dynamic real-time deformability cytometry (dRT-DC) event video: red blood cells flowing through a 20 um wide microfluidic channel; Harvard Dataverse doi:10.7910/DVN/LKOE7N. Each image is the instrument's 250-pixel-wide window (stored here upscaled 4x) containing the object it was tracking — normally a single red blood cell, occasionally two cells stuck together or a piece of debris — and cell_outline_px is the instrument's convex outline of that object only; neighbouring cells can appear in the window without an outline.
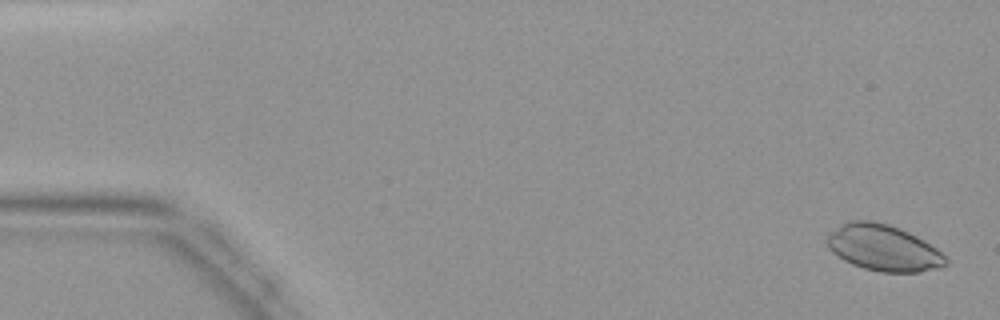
{"species": "common noctule bat (a hibernating species)", "species_latin": "Nyctalus noctula", "temperature_condition": "warm", "stored_images_in_passage": 46, "camera_frame_rate_fps": 3000, "um_per_image_px": 0.085, "animal": {"sex": "female", "body_mass_g": 19.9}, "frame": {"image": 1, "passage_image": 2, "time_ms": 0.333, "image_size_px": [1000, 320], "cell_outline_px": [[948, 264], [940, 268], [920, 272], [880, 272], [864, 268], [852, 264], [844, 260], [832, 252], [828, 248], [824, 236], [848, 220], [872, 220], [888, 224], [900, 228], [924, 240], [936, 248], [948, 260]], "centroid_in_image_um": [75.07, 21.06], "position_along_channel_um": 9.9, "area_um2": 32.14}}
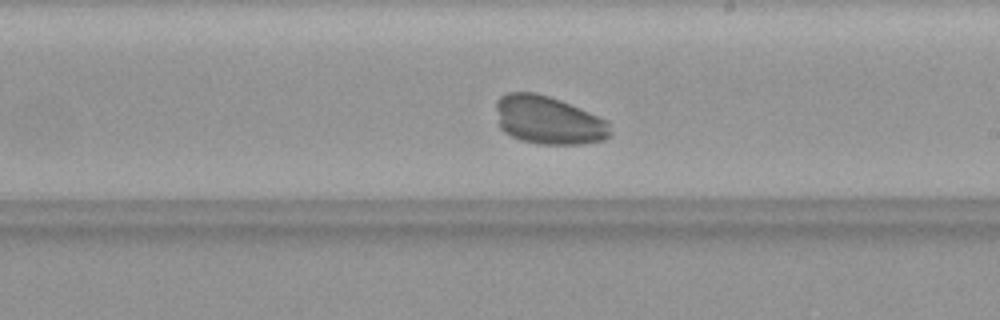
{"frame": {"image": 2, "passage_image": 27, "time_ms": 8.667, "image_size_px": [1000, 320], "cell_outline_px": [[612, 136], [604, 140], [584, 144], [540, 144], [520, 140], [504, 132], [500, 128], [496, 108], [496, 100], [500, 96], [508, 92], [536, 92], [560, 100], [608, 120], [612, 132]], "centroid_in_image_um": [46.64, 10.22], "position_along_channel_um": 242.4, "area_um2": 32.37}}
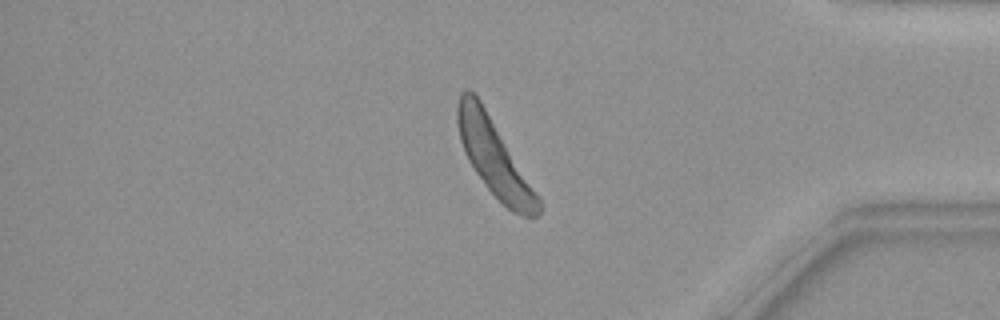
{"frame": {"image": 3, "passage_image": 39, "time_ms": 12.667, "image_size_px": [1000, 320], "cell_outline_px": [[540, 212], [536, 216], [524, 216], [512, 212], [488, 188], [476, 172], [468, 160], [464, 152], [460, 140], [456, 120], [456, 104], [460, 92], [464, 88], [468, 88], [480, 100], [540, 196]], "centroid_in_image_um": [41.99, 13.35], "position_along_channel_um": 393.2, "area_um2": 35.55}}